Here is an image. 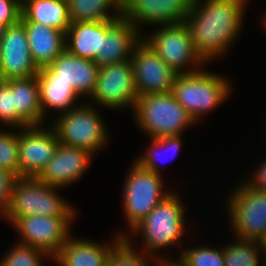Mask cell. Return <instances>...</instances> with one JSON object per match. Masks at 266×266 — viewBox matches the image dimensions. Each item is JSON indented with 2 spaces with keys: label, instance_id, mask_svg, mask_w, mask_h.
Wrapping results in <instances>:
<instances>
[{
  "label": "cell",
  "instance_id": "cell-1",
  "mask_svg": "<svg viewBox=\"0 0 266 266\" xmlns=\"http://www.w3.org/2000/svg\"><path fill=\"white\" fill-rule=\"evenodd\" d=\"M248 2L193 0L185 23L190 30L193 46L206 65L221 59L230 51L243 30L244 11Z\"/></svg>",
  "mask_w": 266,
  "mask_h": 266
},
{
  "label": "cell",
  "instance_id": "cell-2",
  "mask_svg": "<svg viewBox=\"0 0 266 266\" xmlns=\"http://www.w3.org/2000/svg\"><path fill=\"white\" fill-rule=\"evenodd\" d=\"M180 197L174 192L169 194L125 236L131 238L141 234L140 250L152 255L158 262L166 259V256H159V250L183 245L182 237L188 233V228L185 229L186 208Z\"/></svg>",
  "mask_w": 266,
  "mask_h": 266
},
{
  "label": "cell",
  "instance_id": "cell-3",
  "mask_svg": "<svg viewBox=\"0 0 266 266\" xmlns=\"http://www.w3.org/2000/svg\"><path fill=\"white\" fill-rule=\"evenodd\" d=\"M228 81L225 76L202 68L194 73L179 74L172 94L198 124L199 119L227 101L232 92Z\"/></svg>",
  "mask_w": 266,
  "mask_h": 266
},
{
  "label": "cell",
  "instance_id": "cell-4",
  "mask_svg": "<svg viewBox=\"0 0 266 266\" xmlns=\"http://www.w3.org/2000/svg\"><path fill=\"white\" fill-rule=\"evenodd\" d=\"M133 115L149 139L183 135L187 128L198 125L172 92L138 97Z\"/></svg>",
  "mask_w": 266,
  "mask_h": 266
},
{
  "label": "cell",
  "instance_id": "cell-5",
  "mask_svg": "<svg viewBox=\"0 0 266 266\" xmlns=\"http://www.w3.org/2000/svg\"><path fill=\"white\" fill-rule=\"evenodd\" d=\"M84 102L85 100L81 101L68 112L58 114L54 122L49 121L48 124L53 127L59 142L96 155L108 144L109 129L99 114L100 108L90 102Z\"/></svg>",
  "mask_w": 266,
  "mask_h": 266
},
{
  "label": "cell",
  "instance_id": "cell-6",
  "mask_svg": "<svg viewBox=\"0 0 266 266\" xmlns=\"http://www.w3.org/2000/svg\"><path fill=\"white\" fill-rule=\"evenodd\" d=\"M125 177L122 205L128 226L127 231L117 230V234L122 237L128 235L162 200L172 193L164 188L163 175L153 173L135 161L132 162Z\"/></svg>",
  "mask_w": 266,
  "mask_h": 266
},
{
  "label": "cell",
  "instance_id": "cell-7",
  "mask_svg": "<svg viewBox=\"0 0 266 266\" xmlns=\"http://www.w3.org/2000/svg\"><path fill=\"white\" fill-rule=\"evenodd\" d=\"M59 189L34 177H19L4 219L11 225L18 217L31 215L76 216L77 208L59 194Z\"/></svg>",
  "mask_w": 266,
  "mask_h": 266
},
{
  "label": "cell",
  "instance_id": "cell-8",
  "mask_svg": "<svg viewBox=\"0 0 266 266\" xmlns=\"http://www.w3.org/2000/svg\"><path fill=\"white\" fill-rule=\"evenodd\" d=\"M233 188L224 210L230 217L234 238L259 242L266 234V190L253 188L245 180Z\"/></svg>",
  "mask_w": 266,
  "mask_h": 266
},
{
  "label": "cell",
  "instance_id": "cell-9",
  "mask_svg": "<svg viewBox=\"0 0 266 266\" xmlns=\"http://www.w3.org/2000/svg\"><path fill=\"white\" fill-rule=\"evenodd\" d=\"M157 28L152 34L143 33L142 39L178 74L194 73L206 66L193 46L191 33L185 22L160 25Z\"/></svg>",
  "mask_w": 266,
  "mask_h": 266
},
{
  "label": "cell",
  "instance_id": "cell-10",
  "mask_svg": "<svg viewBox=\"0 0 266 266\" xmlns=\"http://www.w3.org/2000/svg\"><path fill=\"white\" fill-rule=\"evenodd\" d=\"M138 97L131 61L125 60L99 67L96 87L88 102L111 110L128 107L133 112Z\"/></svg>",
  "mask_w": 266,
  "mask_h": 266
},
{
  "label": "cell",
  "instance_id": "cell-11",
  "mask_svg": "<svg viewBox=\"0 0 266 266\" xmlns=\"http://www.w3.org/2000/svg\"><path fill=\"white\" fill-rule=\"evenodd\" d=\"M76 216L18 217L10 226L19 234L18 242L45 251L53 258L72 235Z\"/></svg>",
  "mask_w": 266,
  "mask_h": 266
},
{
  "label": "cell",
  "instance_id": "cell-12",
  "mask_svg": "<svg viewBox=\"0 0 266 266\" xmlns=\"http://www.w3.org/2000/svg\"><path fill=\"white\" fill-rule=\"evenodd\" d=\"M130 61L139 97L172 92L179 74L168 66L146 41L141 39L134 46Z\"/></svg>",
  "mask_w": 266,
  "mask_h": 266
},
{
  "label": "cell",
  "instance_id": "cell-13",
  "mask_svg": "<svg viewBox=\"0 0 266 266\" xmlns=\"http://www.w3.org/2000/svg\"><path fill=\"white\" fill-rule=\"evenodd\" d=\"M58 143L50 124L48 127L44 124L18 129L19 177L36 178L53 157Z\"/></svg>",
  "mask_w": 266,
  "mask_h": 266
},
{
  "label": "cell",
  "instance_id": "cell-14",
  "mask_svg": "<svg viewBox=\"0 0 266 266\" xmlns=\"http://www.w3.org/2000/svg\"><path fill=\"white\" fill-rule=\"evenodd\" d=\"M192 3L193 0H122L121 17L142 34L143 25L157 27L184 23Z\"/></svg>",
  "mask_w": 266,
  "mask_h": 266
},
{
  "label": "cell",
  "instance_id": "cell-15",
  "mask_svg": "<svg viewBox=\"0 0 266 266\" xmlns=\"http://www.w3.org/2000/svg\"><path fill=\"white\" fill-rule=\"evenodd\" d=\"M39 70L30 53L24 23L19 20L5 28L0 41V80L30 78Z\"/></svg>",
  "mask_w": 266,
  "mask_h": 266
},
{
  "label": "cell",
  "instance_id": "cell-16",
  "mask_svg": "<svg viewBox=\"0 0 266 266\" xmlns=\"http://www.w3.org/2000/svg\"><path fill=\"white\" fill-rule=\"evenodd\" d=\"M99 66L92 60L71 54L66 49L48 66L41 68L37 78H54L71 84L85 101L93 94Z\"/></svg>",
  "mask_w": 266,
  "mask_h": 266
},
{
  "label": "cell",
  "instance_id": "cell-17",
  "mask_svg": "<svg viewBox=\"0 0 266 266\" xmlns=\"http://www.w3.org/2000/svg\"><path fill=\"white\" fill-rule=\"evenodd\" d=\"M89 151L61 142L53 157L36 177L41 182L58 188H66L82 179L93 161Z\"/></svg>",
  "mask_w": 266,
  "mask_h": 266
},
{
  "label": "cell",
  "instance_id": "cell-18",
  "mask_svg": "<svg viewBox=\"0 0 266 266\" xmlns=\"http://www.w3.org/2000/svg\"><path fill=\"white\" fill-rule=\"evenodd\" d=\"M115 234L110 243L77 238L72 234L52 261L58 266H105L112 248L123 238L117 232Z\"/></svg>",
  "mask_w": 266,
  "mask_h": 266
},
{
  "label": "cell",
  "instance_id": "cell-19",
  "mask_svg": "<svg viewBox=\"0 0 266 266\" xmlns=\"http://www.w3.org/2000/svg\"><path fill=\"white\" fill-rule=\"evenodd\" d=\"M142 39V34L128 20L119 18L102 38L94 62L100 67L108 64L130 60L134 46Z\"/></svg>",
  "mask_w": 266,
  "mask_h": 266
},
{
  "label": "cell",
  "instance_id": "cell-20",
  "mask_svg": "<svg viewBox=\"0 0 266 266\" xmlns=\"http://www.w3.org/2000/svg\"><path fill=\"white\" fill-rule=\"evenodd\" d=\"M118 19L71 22L65 32V49L80 58L94 61L107 30Z\"/></svg>",
  "mask_w": 266,
  "mask_h": 266
},
{
  "label": "cell",
  "instance_id": "cell-21",
  "mask_svg": "<svg viewBox=\"0 0 266 266\" xmlns=\"http://www.w3.org/2000/svg\"><path fill=\"white\" fill-rule=\"evenodd\" d=\"M21 21L34 63L39 69L50 65L65 50V33L36 22Z\"/></svg>",
  "mask_w": 266,
  "mask_h": 266
},
{
  "label": "cell",
  "instance_id": "cell-22",
  "mask_svg": "<svg viewBox=\"0 0 266 266\" xmlns=\"http://www.w3.org/2000/svg\"><path fill=\"white\" fill-rule=\"evenodd\" d=\"M6 82L14 92L16 114L28 125H43L37 76L8 79Z\"/></svg>",
  "mask_w": 266,
  "mask_h": 266
},
{
  "label": "cell",
  "instance_id": "cell-23",
  "mask_svg": "<svg viewBox=\"0 0 266 266\" xmlns=\"http://www.w3.org/2000/svg\"><path fill=\"white\" fill-rule=\"evenodd\" d=\"M21 12L20 20L53 27L63 33L71 24L67 0H22Z\"/></svg>",
  "mask_w": 266,
  "mask_h": 266
},
{
  "label": "cell",
  "instance_id": "cell-24",
  "mask_svg": "<svg viewBox=\"0 0 266 266\" xmlns=\"http://www.w3.org/2000/svg\"><path fill=\"white\" fill-rule=\"evenodd\" d=\"M39 84L40 105L43 111V125L49 111L62 114L70 111L83 99L72 87L63 81H54V78H37ZM78 102V103H77Z\"/></svg>",
  "mask_w": 266,
  "mask_h": 266
},
{
  "label": "cell",
  "instance_id": "cell-25",
  "mask_svg": "<svg viewBox=\"0 0 266 266\" xmlns=\"http://www.w3.org/2000/svg\"><path fill=\"white\" fill-rule=\"evenodd\" d=\"M71 22L119 19L122 0H67Z\"/></svg>",
  "mask_w": 266,
  "mask_h": 266
},
{
  "label": "cell",
  "instance_id": "cell-26",
  "mask_svg": "<svg viewBox=\"0 0 266 266\" xmlns=\"http://www.w3.org/2000/svg\"><path fill=\"white\" fill-rule=\"evenodd\" d=\"M182 136L183 135L149 139L151 141V146H148L149 148H147L144 153L140 154V156H138V158L134 161L137 162L141 167L153 173L162 175L160 168L161 162L159 161L162 160L163 162V157L166 156L167 160L164 159V162L166 163V161L168 162L170 159L171 155L174 157L176 153L178 154V152H180L179 150L184 144ZM167 153L169 155L171 154L170 157Z\"/></svg>",
  "mask_w": 266,
  "mask_h": 266
},
{
  "label": "cell",
  "instance_id": "cell-27",
  "mask_svg": "<svg viewBox=\"0 0 266 266\" xmlns=\"http://www.w3.org/2000/svg\"><path fill=\"white\" fill-rule=\"evenodd\" d=\"M233 241L223 247L225 266H263L264 259L260 256L262 252L257 241L238 238Z\"/></svg>",
  "mask_w": 266,
  "mask_h": 266
},
{
  "label": "cell",
  "instance_id": "cell-28",
  "mask_svg": "<svg viewBox=\"0 0 266 266\" xmlns=\"http://www.w3.org/2000/svg\"><path fill=\"white\" fill-rule=\"evenodd\" d=\"M133 244V238L123 237L112 248L108 263L111 266H160L152 255L139 251Z\"/></svg>",
  "mask_w": 266,
  "mask_h": 266
},
{
  "label": "cell",
  "instance_id": "cell-29",
  "mask_svg": "<svg viewBox=\"0 0 266 266\" xmlns=\"http://www.w3.org/2000/svg\"><path fill=\"white\" fill-rule=\"evenodd\" d=\"M7 252L0 258V266H43L46 259L52 260L45 251L20 242H15Z\"/></svg>",
  "mask_w": 266,
  "mask_h": 266
},
{
  "label": "cell",
  "instance_id": "cell-30",
  "mask_svg": "<svg viewBox=\"0 0 266 266\" xmlns=\"http://www.w3.org/2000/svg\"><path fill=\"white\" fill-rule=\"evenodd\" d=\"M193 246L181 249L177 259L185 266H225L223 247ZM222 248V249H221Z\"/></svg>",
  "mask_w": 266,
  "mask_h": 266
},
{
  "label": "cell",
  "instance_id": "cell-31",
  "mask_svg": "<svg viewBox=\"0 0 266 266\" xmlns=\"http://www.w3.org/2000/svg\"><path fill=\"white\" fill-rule=\"evenodd\" d=\"M4 129L0 130V168L19 177L18 130L14 128L15 131H12L9 127V130Z\"/></svg>",
  "mask_w": 266,
  "mask_h": 266
},
{
  "label": "cell",
  "instance_id": "cell-32",
  "mask_svg": "<svg viewBox=\"0 0 266 266\" xmlns=\"http://www.w3.org/2000/svg\"><path fill=\"white\" fill-rule=\"evenodd\" d=\"M0 124L3 127L23 128L28 125L16 114L14 92L6 81L0 80Z\"/></svg>",
  "mask_w": 266,
  "mask_h": 266
},
{
  "label": "cell",
  "instance_id": "cell-33",
  "mask_svg": "<svg viewBox=\"0 0 266 266\" xmlns=\"http://www.w3.org/2000/svg\"><path fill=\"white\" fill-rule=\"evenodd\" d=\"M18 178L15 173L0 168V215L2 217L9 210L14 184Z\"/></svg>",
  "mask_w": 266,
  "mask_h": 266
},
{
  "label": "cell",
  "instance_id": "cell-34",
  "mask_svg": "<svg viewBox=\"0 0 266 266\" xmlns=\"http://www.w3.org/2000/svg\"><path fill=\"white\" fill-rule=\"evenodd\" d=\"M22 0H0V24L5 28L17 23L22 16Z\"/></svg>",
  "mask_w": 266,
  "mask_h": 266
},
{
  "label": "cell",
  "instance_id": "cell-35",
  "mask_svg": "<svg viewBox=\"0 0 266 266\" xmlns=\"http://www.w3.org/2000/svg\"><path fill=\"white\" fill-rule=\"evenodd\" d=\"M264 159V160H263ZM262 163H259L257 169L254 170L253 173L250 174V180L245 182L253 188L266 190V159L263 158Z\"/></svg>",
  "mask_w": 266,
  "mask_h": 266
},
{
  "label": "cell",
  "instance_id": "cell-36",
  "mask_svg": "<svg viewBox=\"0 0 266 266\" xmlns=\"http://www.w3.org/2000/svg\"><path fill=\"white\" fill-rule=\"evenodd\" d=\"M166 258L163 261L160 262V266H185L184 264H182L178 259L176 260V258Z\"/></svg>",
  "mask_w": 266,
  "mask_h": 266
},
{
  "label": "cell",
  "instance_id": "cell-37",
  "mask_svg": "<svg viewBox=\"0 0 266 266\" xmlns=\"http://www.w3.org/2000/svg\"><path fill=\"white\" fill-rule=\"evenodd\" d=\"M258 243L260 245L263 259L266 260V234L259 240Z\"/></svg>",
  "mask_w": 266,
  "mask_h": 266
},
{
  "label": "cell",
  "instance_id": "cell-38",
  "mask_svg": "<svg viewBox=\"0 0 266 266\" xmlns=\"http://www.w3.org/2000/svg\"><path fill=\"white\" fill-rule=\"evenodd\" d=\"M263 17L260 19L261 23V27H263V29H265L266 31V13L264 15H262Z\"/></svg>",
  "mask_w": 266,
  "mask_h": 266
},
{
  "label": "cell",
  "instance_id": "cell-39",
  "mask_svg": "<svg viewBox=\"0 0 266 266\" xmlns=\"http://www.w3.org/2000/svg\"><path fill=\"white\" fill-rule=\"evenodd\" d=\"M4 30H5V27L0 24V41H1V38L3 37Z\"/></svg>",
  "mask_w": 266,
  "mask_h": 266
}]
</instances>
